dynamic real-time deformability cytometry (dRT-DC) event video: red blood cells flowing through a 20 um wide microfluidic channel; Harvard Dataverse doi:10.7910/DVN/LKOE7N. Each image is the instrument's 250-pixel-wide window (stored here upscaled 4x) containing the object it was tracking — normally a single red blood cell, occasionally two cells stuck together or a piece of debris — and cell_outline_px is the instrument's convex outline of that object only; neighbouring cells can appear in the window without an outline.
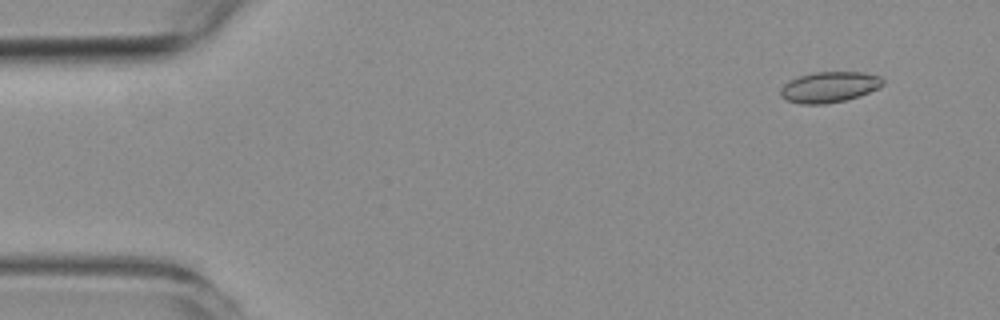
{"species": "common noctule bat (a hibernating species)", "species_latin": "Nyctalus noctula", "temperature_condition": "room temperature", "stored_images_in_passage": 53, "camera_frame_rate_fps": 3000, "um_per_image_px": 0.085, "animal": {"sex": "female", "body_mass_g": 19.3, "forearm_length_mm": 54.1}, "frame": {"image": 1, "passage_image": 2, "time_ms": 0.333, "image_size_px": [1000, 320], "cell_outline_px": [[884, 84], [880, 88], [860, 96], [844, 100], [824, 104], [800, 104], [788, 100], [780, 96], [780, 88], [788, 80], [800, 76], [816, 72], [864, 72], [880, 76], [884, 80]], "centroid_in_image_um": [70.51, 7.4], "position_along_channel_um": 14.5, "area_um2": 18.44}}
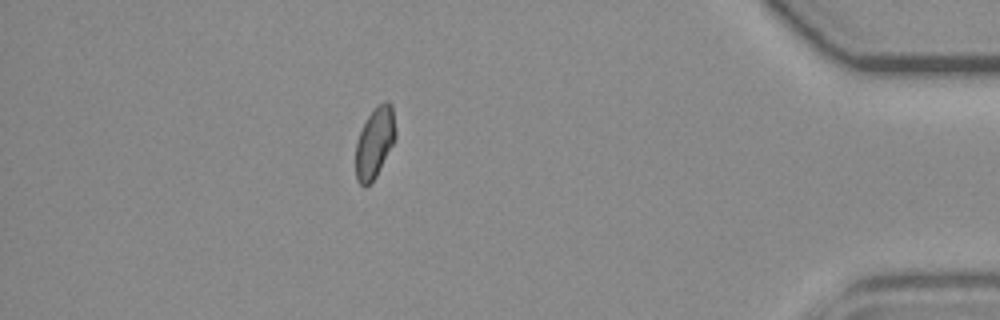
{"frame": {"image": 2, "passage_image": 46, "time_ms": 15.0, "image_size_px": [1000, 320], "cell_outline_px": [[396, 136], [376, 176], [364, 188], [356, 180], [356, 140], [368, 116], [376, 104], [384, 100], [388, 100], [392, 104], [396, 132]], "centroid_in_image_um": [31.85, 12.07], "position_along_channel_um": 403.4, "area_um2": 16.36}}